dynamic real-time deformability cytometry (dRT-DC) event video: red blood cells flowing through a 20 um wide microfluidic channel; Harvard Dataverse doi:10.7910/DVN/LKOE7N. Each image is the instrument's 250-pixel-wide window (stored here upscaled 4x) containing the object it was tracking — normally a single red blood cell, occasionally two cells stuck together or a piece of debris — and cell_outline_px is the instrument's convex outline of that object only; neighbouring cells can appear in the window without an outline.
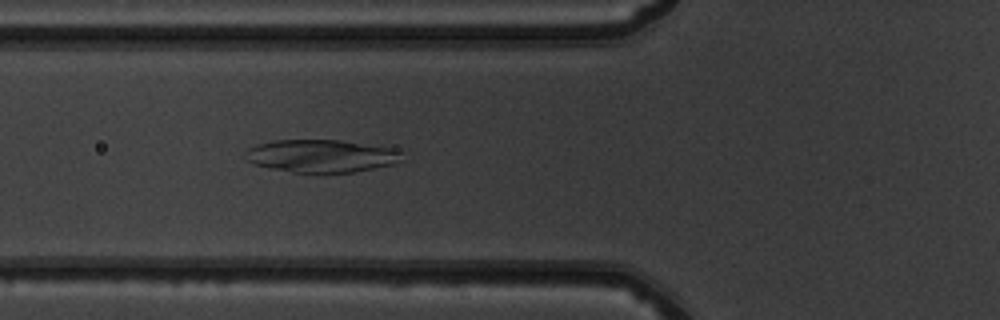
{"species": "common noctule bat (a hibernating species)", "species_latin": "Nyctalus noctula", "temperature_condition": "warm", "stored_images_in_passage": 50, "camera_frame_rate_fps": 3000, "um_per_image_px": 0.085, "animal": {"sex": "male", "body_mass_g": 19.5, "forearm_length_mm": 54.6}, "frame": {"image": 1, "passage_image": 19, "time_ms": 6.0, "image_size_px": [1000, 320], "cell_outline_px": [[404, 160], [396, 164], [352, 172], [292, 172], [272, 168], [256, 164], [248, 160], [244, 152], [248, 148], [260, 144], [276, 140], [340, 140], [396, 148], [400, 152]], "centroid_in_image_um": [27.38, 13.25], "position_along_channel_um": 98.4, "area_um2": 29.71}}
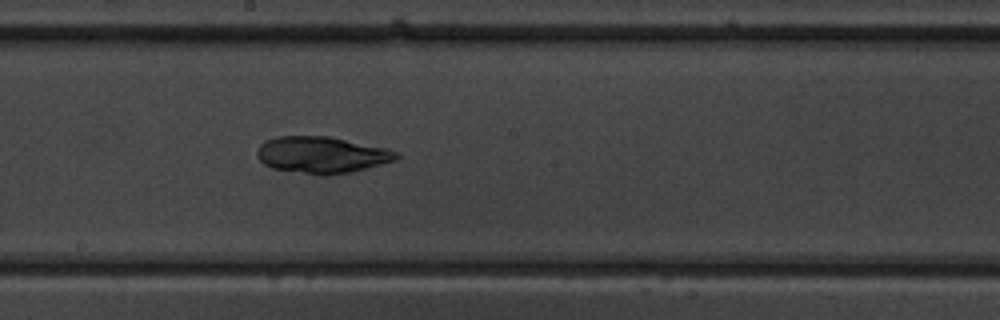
{"frame": {"image": 2, "passage_image": 28, "time_ms": 9.0, "image_size_px": [1000, 320], "cell_outline_px": [[400, 156], [396, 160], [348, 172], [324, 176], [272, 168], [264, 164], [256, 156], [256, 152], [260, 144], [264, 140], [276, 136], [328, 136], [388, 148], [400, 152]], "centroid_in_image_um": [27.33, 13.15], "position_along_channel_um": 220.9, "area_um2": 29.77}}
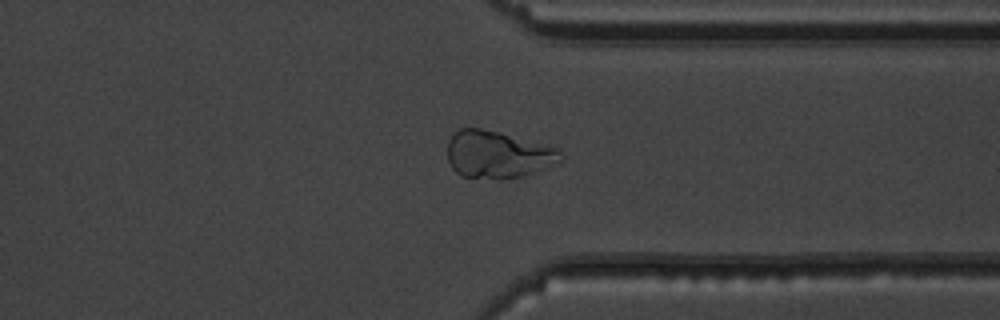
{"frame": {"image": 3, "passage_image": 39, "time_ms": 12.667, "image_size_px": [1000, 320], "cell_outline_px": [[564, 156], [560, 160], [528, 176], [504, 180], [500, 180], [464, 176], [456, 172], [452, 168], [448, 160], [448, 140], [460, 128], [480, 128], [500, 132], [560, 148]], "centroid_in_image_um": [42.34, 13.15], "position_along_channel_um": 369.1, "area_um2": 31.5}}